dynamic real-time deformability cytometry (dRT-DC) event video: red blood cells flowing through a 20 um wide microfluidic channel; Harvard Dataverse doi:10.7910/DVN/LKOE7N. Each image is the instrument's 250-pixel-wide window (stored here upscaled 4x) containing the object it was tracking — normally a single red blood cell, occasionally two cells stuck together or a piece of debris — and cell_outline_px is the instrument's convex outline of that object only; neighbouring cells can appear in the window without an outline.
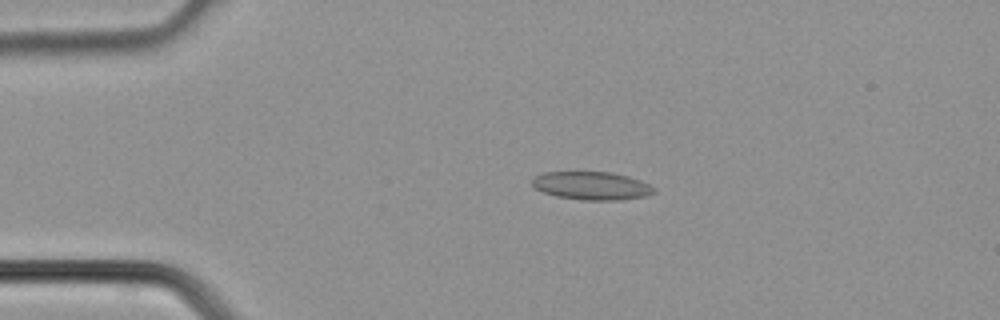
{"species": "common noctule bat (a hibernating species)", "species_latin": "Nyctalus noctula", "temperature_condition": "cold", "stored_images_in_passage": 37, "camera_frame_rate_fps": 3000, "um_per_image_px": 0.085, "animal": {"sex": "male", "body_mass_g": 21.5, "forearm_length_mm": 52.0}, "frame": {"image": 1, "passage_image": 7, "time_ms": 2.0, "image_size_px": [1000, 320], "cell_outline_px": [[656, 192], [644, 196], [620, 200], [580, 200], [556, 196], [544, 192], [536, 188], [532, 184], [532, 180], [536, 176], [544, 172], [612, 172], [628, 176], [640, 180], [656, 188]], "centroid_in_image_um": [50.31, 15.79], "position_along_channel_um": 34.7, "area_um2": 19.94}}
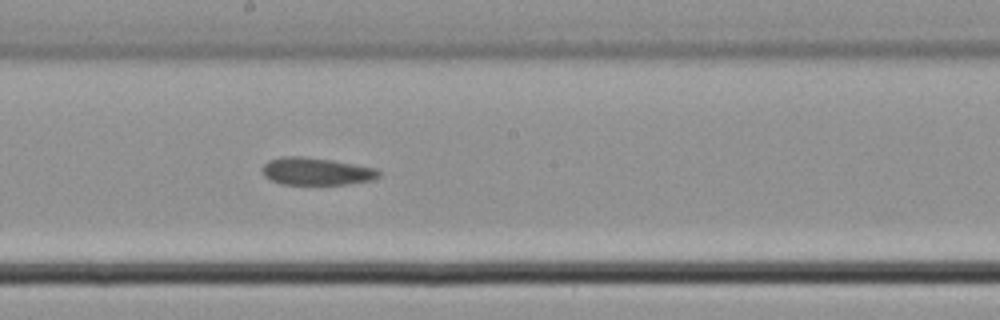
{"frame": {"image": 2, "passage_image": 20, "time_ms": 6.333, "image_size_px": [1000, 320], "cell_outline_px": [[380, 176], [372, 180], [344, 184], [280, 184], [264, 176], [260, 168], [268, 160], [280, 156], [304, 156], [332, 160], [376, 168], [380, 172]], "centroid_in_image_um": [26.84, 14.55], "position_along_channel_um": 221.4, "area_um2": 18.73}}
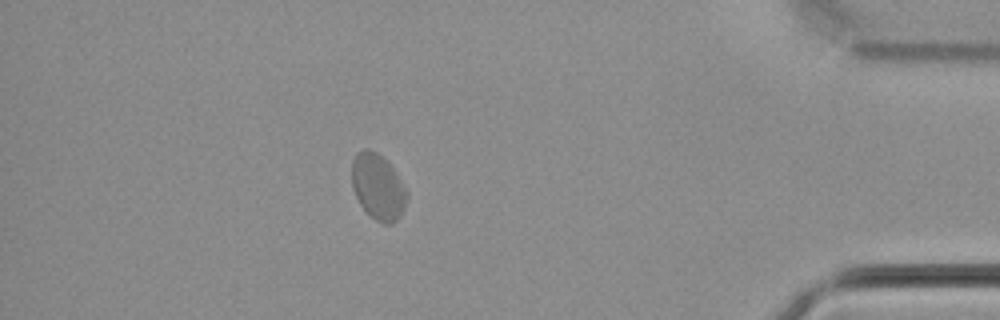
{"frame": {"image": 3, "passage_image": 33, "time_ms": 10.667, "image_size_px": [1000, 320], "cell_outline_px": [[408, 196], [404, 208], [400, 216], [392, 224], [384, 224], [376, 220], [360, 204], [352, 188], [352, 160], [356, 152], [364, 148], [368, 148], [376, 152], [388, 160], [396, 172], [408, 192]], "centroid_in_image_um": [32.13, 15.84], "position_along_channel_um": 403.1, "area_um2": 21.27}}